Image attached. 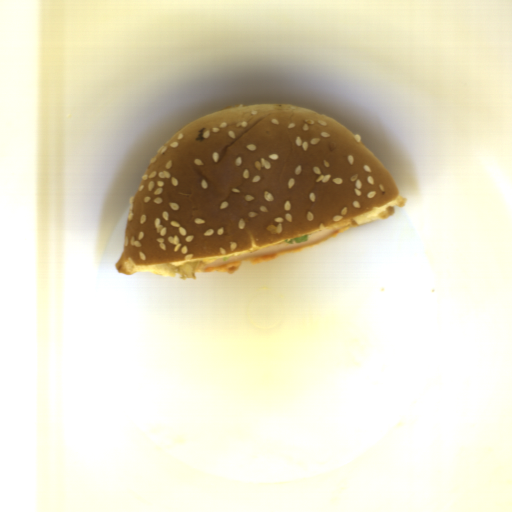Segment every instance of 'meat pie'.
<instances>
[{"mask_svg": "<svg viewBox=\"0 0 512 512\" xmlns=\"http://www.w3.org/2000/svg\"><path fill=\"white\" fill-rule=\"evenodd\" d=\"M350 227H357V223L353 218L346 219L336 225L308 234L309 239L307 242L287 244L284 240L275 244L245 251L241 255L229 257L227 261H224L223 257H220L208 264L201 263L194 271L201 273L222 271L232 275L238 268H240L243 261L251 262V264L254 265L275 260L278 256L302 251L305 248H312L322 244L338 236L341 232Z\"/></svg>", "mask_w": 512, "mask_h": 512, "instance_id": "meat-pie-1", "label": "meat pie"}]
</instances>
